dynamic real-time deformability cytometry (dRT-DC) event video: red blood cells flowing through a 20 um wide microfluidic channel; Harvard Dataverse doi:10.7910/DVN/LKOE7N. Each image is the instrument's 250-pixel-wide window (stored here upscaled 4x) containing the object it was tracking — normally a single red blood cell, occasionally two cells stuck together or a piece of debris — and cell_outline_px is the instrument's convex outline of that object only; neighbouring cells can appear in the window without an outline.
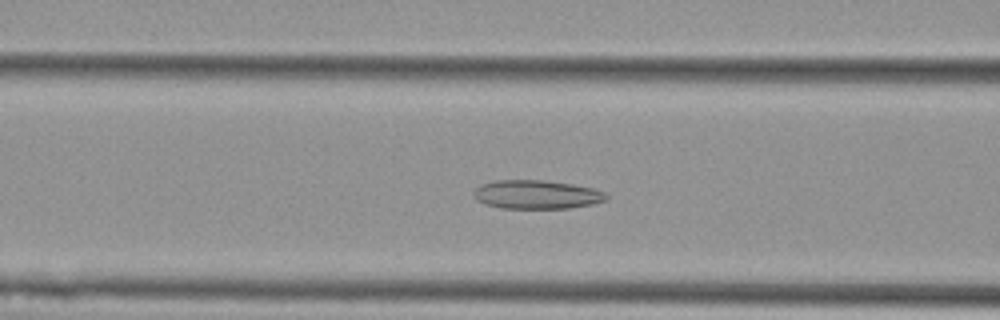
{"species": "Egyptian fruit bat (a non-hibernating species)", "species_latin": "Rousettus aegyptiacus", "temperature_condition": "cold", "stored_images_in_passage": 52, "camera_frame_rate_fps": 3000, "um_per_image_px": 0.085, "animal": {"sex": "female"}, "frame": {"image": 1, "passage_image": 20, "time_ms": 6.333, "image_size_px": [1000, 320], "cell_outline_px": [[608, 200], [592, 204], [568, 208], [500, 208], [484, 204], [476, 200], [472, 196], [472, 192], [480, 184], [496, 180], [544, 180], [572, 184], [592, 188], [604, 192], [608, 196]], "centroid_in_image_um": [45.57, 16.53], "position_along_channel_um": 121.0, "area_um2": 22.37}}
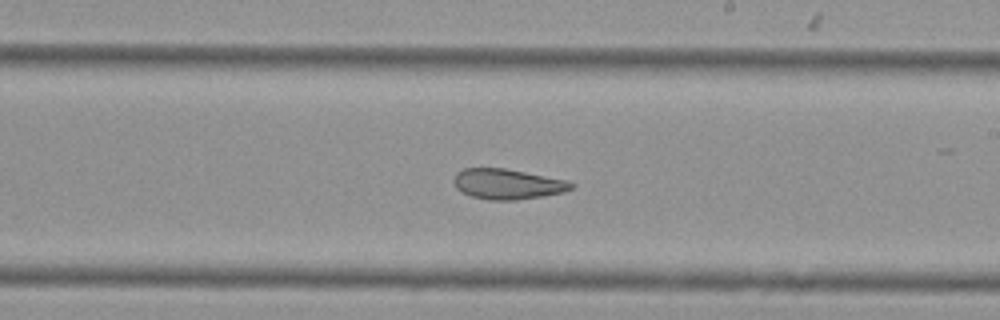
{"frame": {"image": 2, "passage_image": 30, "time_ms": 9.667, "image_size_px": [1000, 320], "cell_outline_px": [[576, 184], [572, 188], [564, 192], [544, 196], [516, 200], [488, 200], [472, 196], [460, 192], [456, 188], [452, 180], [456, 172], [464, 168], [504, 168], [568, 180]], "centroid_in_image_um": [43.13, 15.64], "position_along_channel_um": 245.9, "area_um2": 20.98}}
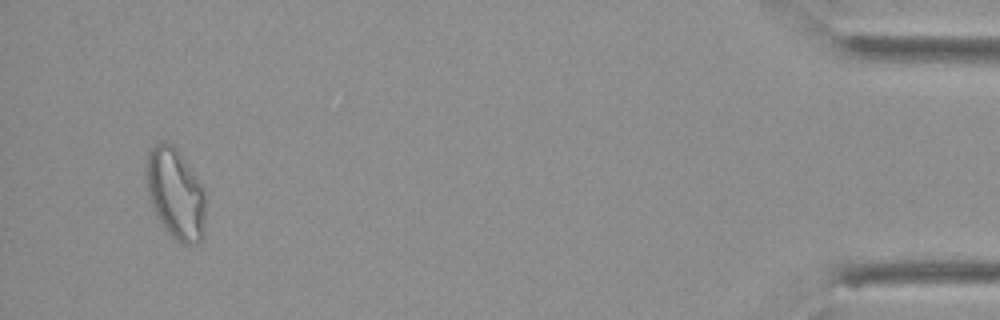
{"frame": {"image": 3, "passage_image": 50, "time_ms": 16.333, "image_size_px": [1000, 320], "cell_outline_px": [[204, 236], [196, 244], [184, 244], [176, 240], [164, 228], [156, 216], [152, 208], [148, 196], [144, 176], [144, 160], [152, 144], [172, 144], [176, 148], [204, 188]], "centroid_in_image_um": [14.86, 16.46], "position_along_channel_um": 420.3, "area_um2": 31.67}, "authors_computed_cell_mechanics": {"area_um2": 26.0678, "velocity_mm_per_s": 3.7663, "shape_relaxation_time_tau1_ms": null, "shape_relaxation_time_tau2_ms": 2.8595, "deformation_change_tau1": null, "deformation_change_tau2": 0.095}}